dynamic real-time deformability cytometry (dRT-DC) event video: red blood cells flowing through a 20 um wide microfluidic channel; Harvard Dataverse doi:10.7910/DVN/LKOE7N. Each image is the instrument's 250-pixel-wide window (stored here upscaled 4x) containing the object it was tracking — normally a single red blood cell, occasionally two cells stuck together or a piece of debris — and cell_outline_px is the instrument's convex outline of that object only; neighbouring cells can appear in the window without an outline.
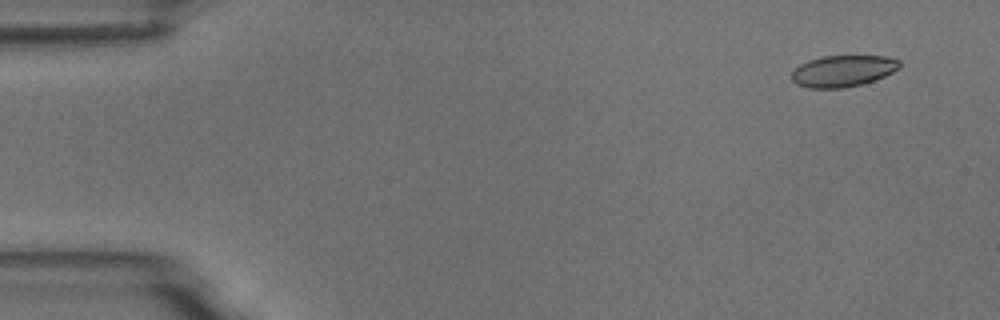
{"species": "common noctule bat (a hibernating species)", "species_latin": "Nyctalus noctula", "temperature_condition": "room temperature", "stored_images_in_passage": 4, "camera_frame_rate_fps": 3000, "um_per_image_px": 0.085, "animal": {"sex": "male", "body_mass_g": 18.8}, "frame": {"image": 1, "passage_image": 1, "time_ms": 0.0, "image_size_px": [1000, 320], "cell_outline_px": [[900, 68], [884, 76], [860, 84], [844, 88], [808, 88], [796, 84], [792, 80], [792, 72], [800, 64], [808, 60], [824, 56], [888, 56], [900, 60]], "centroid_in_image_um": [71.64, 6.03], "position_along_channel_um": 13.4, "area_um2": 19.71}}
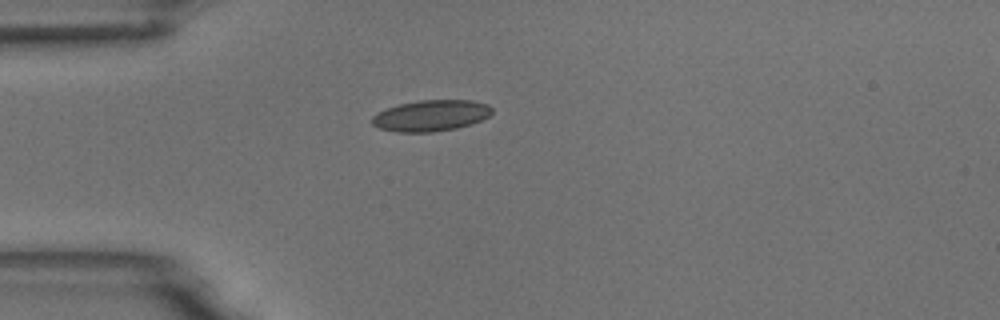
{"frame": {"image": 2, "passage_image": 4, "time_ms": 3.667, "image_size_px": [1000, 320], "cell_outline_px": [[492, 112], [488, 116], [472, 124], [456, 128], [432, 132], [396, 132], [380, 128], [372, 124], [372, 116], [376, 112], [400, 104], [420, 100], [472, 100], [488, 104], [492, 108]], "centroid_in_image_um": [36.63, 9.82], "position_along_channel_um": 48.4, "area_um2": 21.73}}